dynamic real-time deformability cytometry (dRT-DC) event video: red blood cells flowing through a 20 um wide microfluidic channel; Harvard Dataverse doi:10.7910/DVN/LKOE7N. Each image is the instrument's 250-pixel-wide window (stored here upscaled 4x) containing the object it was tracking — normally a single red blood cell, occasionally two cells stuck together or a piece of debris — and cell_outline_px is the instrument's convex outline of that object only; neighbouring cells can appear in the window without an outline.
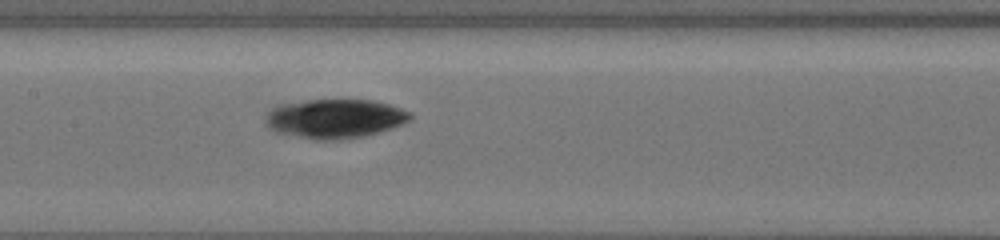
{"species": "common noctule bat (a hibernating species)", "species_latin": "Nyctalus noctula", "temperature_condition": "cold", "stored_images_in_passage": 7, "camera_frame_rate_fps": 3000, "um_per_image_px": 0.085, "animal": {"sex": "female", "body_mass_g": 19.5, "forearm_length_mm": 54.1}, "frame": {"image": 1, "passage_image": 7, "time_ms": 5.0, "image_size_px": [1000, 240], "cell_outline_px": [[412, 116], [408, 120], [400, 124], [364, 136], [336, 140], [316, 140], [276, 132], [268, 128], [264, 120], [268, 112], [272, 108], [280, 104], [308, 100], [372, 100], [388, 104], [412, 112]], "centroid_in_image_um": [28.41, 10.08], "position_along_channel_um": 179.0, "area_um2": 32.77}}